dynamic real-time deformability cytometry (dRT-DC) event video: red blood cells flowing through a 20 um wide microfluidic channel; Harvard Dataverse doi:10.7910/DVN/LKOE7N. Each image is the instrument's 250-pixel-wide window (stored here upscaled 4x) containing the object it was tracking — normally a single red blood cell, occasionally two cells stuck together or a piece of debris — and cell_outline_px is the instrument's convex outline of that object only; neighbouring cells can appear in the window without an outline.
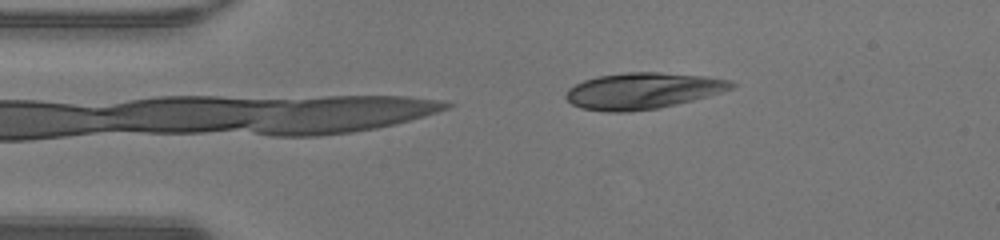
{"species": "human", "species_latin": "Homo sapiens", "temperature_condition": "warm", "stored_images_in_passage": 3, "camera_frame_rate_fps": 3000, "um_per_image_px": 0.085, "donor": {"sex": "male"}, "frame": {"image": 1, "passage_image": 3, "time_ms": 0.667, "image_size_px": [1000, 240], "cell_outline_px": [[736, 84], [732, 88], [708, 96], [676, 104], [656, 108], [628, 112], [608, 112], [580, 108], [572, 104], [564, 96], [568, 88], [584, 80], [600, 76], [628, 72], [660, 72], [704, 76], [732, 80]], "centroid_in_image_um": [54.61, 7.72], "position_along_channel_um": 30.4, "area_um2": 34.8}}